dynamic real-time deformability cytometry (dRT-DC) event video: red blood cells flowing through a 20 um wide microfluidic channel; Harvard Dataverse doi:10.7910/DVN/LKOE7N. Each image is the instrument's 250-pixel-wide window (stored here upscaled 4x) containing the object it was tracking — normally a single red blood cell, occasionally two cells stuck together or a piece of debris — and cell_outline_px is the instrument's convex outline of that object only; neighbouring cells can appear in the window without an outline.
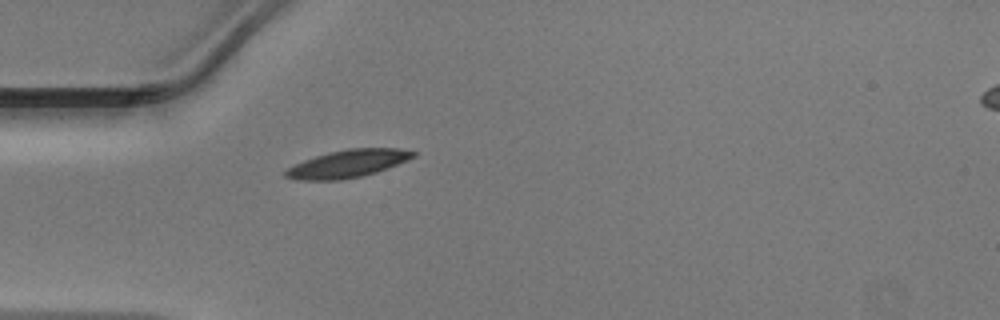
{"species": "Egyptian fruit bat (a non-hibernating species)", "species_latin": "Rousettus aegyptiacus", "temperature_condition": "warm", "stored_images_in_passage": 35, "camera_frame_rate_fps": 3000, "um_per_image_px": 0.085, "animal": {"sex": "male"}, "frame": {"image": 1, "passage_image": 1, "time_ms": 0.0, "image_size_px": [1000, 320], "cell_outline_px": [[416, 156], [408, 160], [388, 168], [376, 172], [360, 176], [340, 180], [300, 180], [284, 176], [284, 172], [288, 168], [304, 160], [328, 152], [348, 148], [400, 148], [416, 152]], "centroid_in_image_um": [29.59, 13.9], "position_along_channel_um": 55.4, "area_um2": 20.46}}
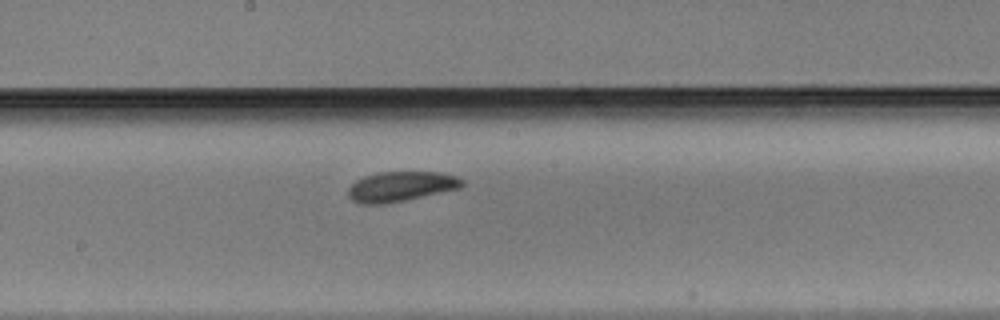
{"frame": {"image": 2, "passage_image": 13, "time_ms": 4.0, "image_size_px": [1000, 320], "cell_outline_px": [[464, 184], [460, 188], [404, 200], [384, 204], [360, 204], [352, 200], [348, 196], [348, 188], [356, 180], [364, 176], [380, 172], [440, 172], [456, 176], [464, 180]], "centroid_in_image_um": [34.06, 15.85], "position_along_channel_um": 214.1, "area_um2": 19.83}}
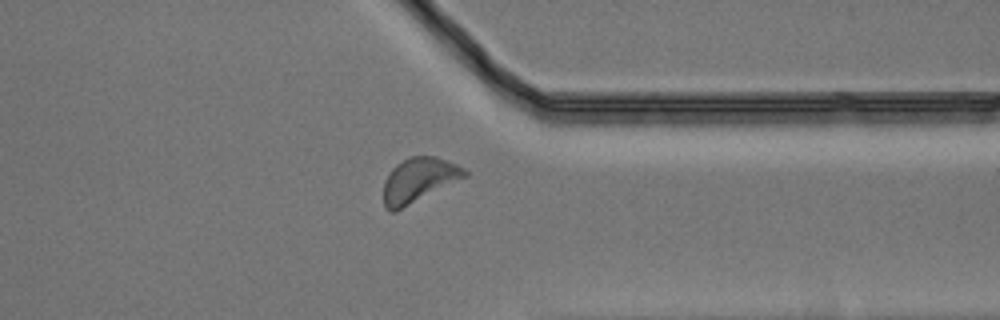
{"frame": {"image": 3, "passage_image": 25, "time_ms": 8.0, "image_size_px": [1000, 320], "cell_outline_px": [[468, 176], [396, 212], [388, 212], [384, 208], [384, 180], [392, 168], [396, 164], [408, 156], [436, 156], [456, 164], [464, 168], [468, 172]], "centroid_in_image_um": [35.58, 15.32], "position_along_channel_um": 375.8, "area_um2": 21.33}}